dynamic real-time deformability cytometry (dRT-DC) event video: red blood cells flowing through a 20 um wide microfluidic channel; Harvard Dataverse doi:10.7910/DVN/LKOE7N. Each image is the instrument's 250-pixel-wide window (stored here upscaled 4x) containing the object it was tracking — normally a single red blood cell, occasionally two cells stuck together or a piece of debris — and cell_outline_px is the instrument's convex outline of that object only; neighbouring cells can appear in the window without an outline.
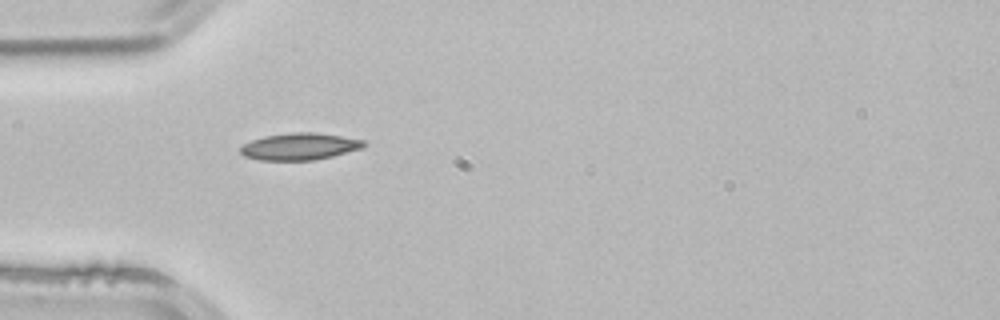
{"species": "common noctule bat (a hibernating species)", "species_latin": "Nyctalus noctula", "temperature_condition": "room temperature", "stored_images_in_passage": 37, "camera_frame_rate_fps": 3000, "um_per_image_px": 0.085, "animal": {"sex": "male", "body_mass_g": 21.5, "forearm_length_mm": 52.0}, "frame": {"image": 1, "passage_image": 1, "time_ms": 0.0, "image_size_px": [1000, 320], "cell_outline_px": [[368, 144], [364, 148], [316, 160], [260, 160], [244, 156], [240, 152], [240, 148], [244, 144], [252, 140], [264, 136], [292, 132], [312, 132], [340, 136], [364, 140]], "centroid_in_image_um": [25.49, 12.45], "position_along_channel_um": 59.5, "area_um2": 19.36}}
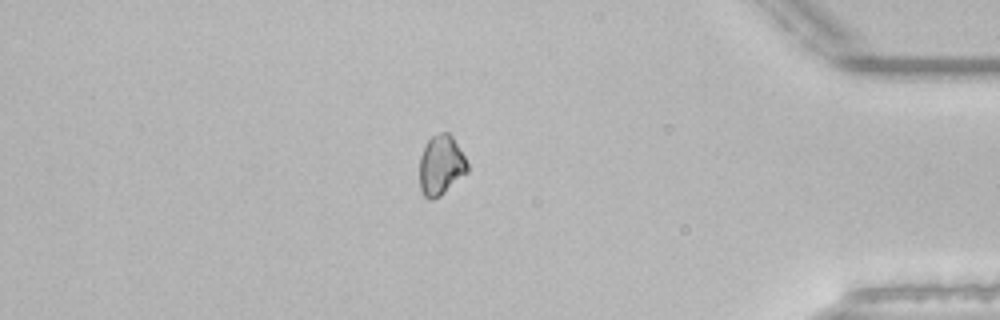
{"frame": {"image": 2, "passage_image": 30, "time_ms": 9.667, "image_size_px": [1000, 320], "cell_outline_px": [[468, 172], [440, 196], [432, 200], [428, 200], [424, 196], [420, 188], [420, 156], [428, 140], [432, 136], [440, 132], [448, 132], [452, 136], [464, 156], [468, 164]], "centroid_in_image_um": [37.48, 14.06], "position_along_channel_um": 397.7, "area_um2": 16.65}}
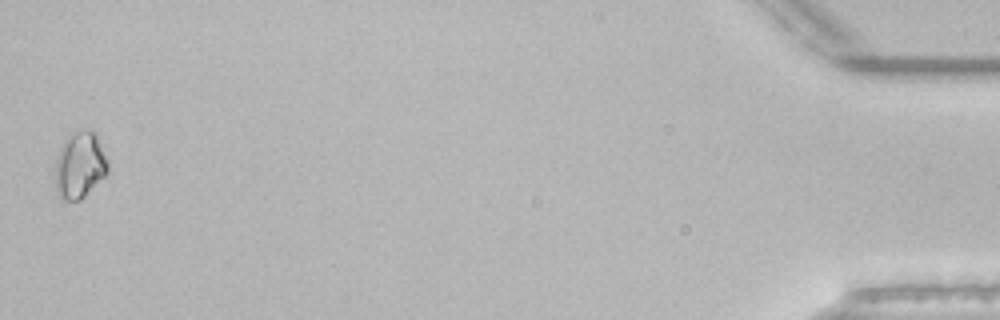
{"frame": {"image": 3, "passage_image": 37, "time_ms": 12.0, "image_size_px": [1000, 320], "cell_outline_px": [[108, 172], [80, 200], [60, 200], [56, 192], [56, 160], [60, 148], [64, 140], [72, 132], [88, 128], [92, 128], [96, 132], [108, 160]], "centroid_in_image_um": [6.79, 14.0], "position_along_channel_um": 428.4, "area_um2": 20.58}, "authors_computed_cell_mechanics": {"area_um2": 17.2244, "velocity_mm_per_s": 3.8916, "shape_relaxation_time_tau1_ms": 5.6363, "shape_relaxation_time_tau2_ms": null, "deformation_change_tau1": 0.1101, "deformation_change_tau2": null}}